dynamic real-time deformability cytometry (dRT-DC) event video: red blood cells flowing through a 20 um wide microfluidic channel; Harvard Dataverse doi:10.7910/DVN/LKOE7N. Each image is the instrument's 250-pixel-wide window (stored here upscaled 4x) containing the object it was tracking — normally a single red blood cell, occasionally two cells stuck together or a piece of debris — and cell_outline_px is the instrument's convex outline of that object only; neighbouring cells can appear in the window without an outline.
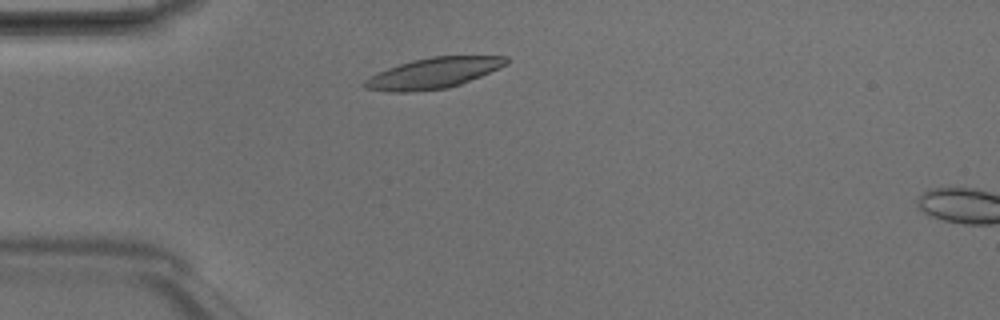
{"species": "Egyptian fruit bat (a non-hibernating species)", "species_latin": "Rousettus aegyptiacus", "temperature_condition": "room temperature", "stored_images_in_passage": 3, "camera_frame_rate_fps": 3000, "um_per_image_px": 0.085, "animal": {"sex": "male"}, "frame": {"image": 1, "passage_image": 2, "time_ms": 0.333, "image_size_px": [1000, 320], "cell_outline_px": [[508, 64], [500, 68], [460, 84], [448, 88], [408, 92], [388, 92], [364, 88], [360, 84], [364, 80], [388, 68], [412, 60], [432, 56], [508, 56]], "centroid_in_image_um": [36.83, 6.22], "position_along_channel_um": 48.2, "area_um2": 25.2}}